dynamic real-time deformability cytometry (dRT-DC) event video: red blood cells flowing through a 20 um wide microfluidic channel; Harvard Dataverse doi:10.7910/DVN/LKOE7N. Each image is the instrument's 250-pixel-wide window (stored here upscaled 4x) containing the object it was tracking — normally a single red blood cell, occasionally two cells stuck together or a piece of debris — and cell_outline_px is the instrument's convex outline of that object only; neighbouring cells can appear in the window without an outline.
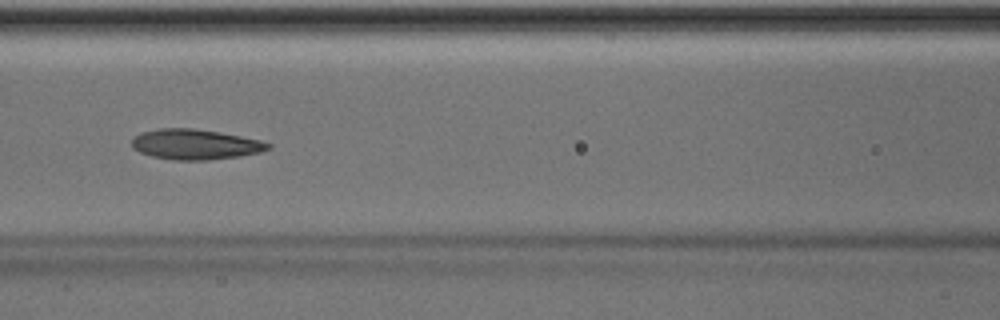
{"species": "Egyptian fruit bat (a non-hibernating species)", "species_latin": "Rousettus aegyptiacus", "temperature_condition": "room temperature", "stored_images_in_passage": 40, "camera_frame_rate_fps": 3000, "um_per_image_px": 0.085, "animal": {"sex": "male"}, "frame": {"image": 1, "passage_image": 12, "time_ms": 3.667, "image_size_px": [1000, 320], "cell_outline_px": [[272, 148], [260, 152], [240, 156], [208, 160], [172, 160], [152, 156], [140, 152], [132, 148], [132, 140], [140, 132], [160, 128], [192, 128], [220, 132], [260, 140], [272, 144]], "centroid_in_image_um": [16.6, 12.27], "position_along_channel_um": 150.0, "area_um2": 24.1}}
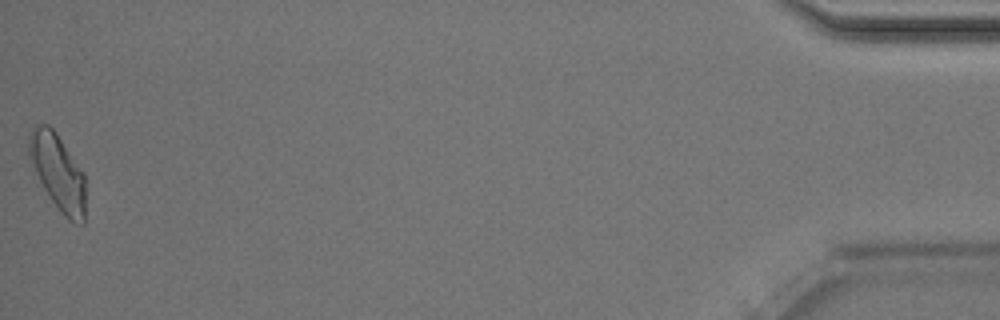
{"frame": {"image": 2, "passage_image": 40, "time_ms": 13.0, "image_size_px": [1000, 320], "cell_outline_px": [[84, 224], [80, 224], [68, 220], [64, 216], [52, 200], [44, 188], [28, 156], [28, 136], [32, 128], [36, 124], [48, 124], [56, 132], [84, 172]], "centroid_in_image_um": [4.91, 14.59], "position_along_channel_um": 430.3, "area_um2": 24.8}, "authors_computed_cell_mechanics": {"area_um2": 23.7558, "velocity_mm_per_s": 4.0201, "shape_relaxation_time_tau1_ms": 4.0059, "shape_relaxation_time_tau2_ms": 2.22, "deformation_change_tau1": 0.1431, "deformation_change_tau2": 0.0895}}